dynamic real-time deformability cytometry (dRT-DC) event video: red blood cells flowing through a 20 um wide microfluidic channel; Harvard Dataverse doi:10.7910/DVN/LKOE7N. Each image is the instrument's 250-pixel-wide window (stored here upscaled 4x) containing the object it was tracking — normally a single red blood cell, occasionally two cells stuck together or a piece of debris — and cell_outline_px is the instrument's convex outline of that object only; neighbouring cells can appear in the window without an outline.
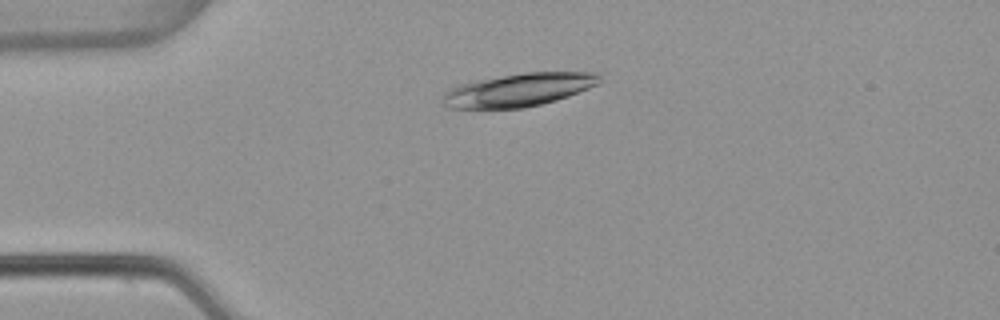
{"species": "common noctule bat (a hibernating species)", "species_latin": "Nyctalus noctula", "temperature_condition": "warm", "stored_images_in_passage": 2, "camera_frame_rate_fps": 3000, "um_per_image_px": 0.085, "animal": {"sex": "female", "body_mass_g": 22.7, "forearm_length_mm": 54.2}, "frame": {"image": 1, "passage_image": 1, "time_ms": 0.0, "image_size_px": [1000, 320], "cell_outline_px": [[604, 72], [600, 84], [568, 96], [556, 100], [524, 108], [448, 108], [444, 104], [444, 92], [460, 84], [476, 80], [524, 72]], "centroid_in_image_um": [44.18, 7.62], "position_along_channel_um": 40.8, "area_um2": 30.35}}